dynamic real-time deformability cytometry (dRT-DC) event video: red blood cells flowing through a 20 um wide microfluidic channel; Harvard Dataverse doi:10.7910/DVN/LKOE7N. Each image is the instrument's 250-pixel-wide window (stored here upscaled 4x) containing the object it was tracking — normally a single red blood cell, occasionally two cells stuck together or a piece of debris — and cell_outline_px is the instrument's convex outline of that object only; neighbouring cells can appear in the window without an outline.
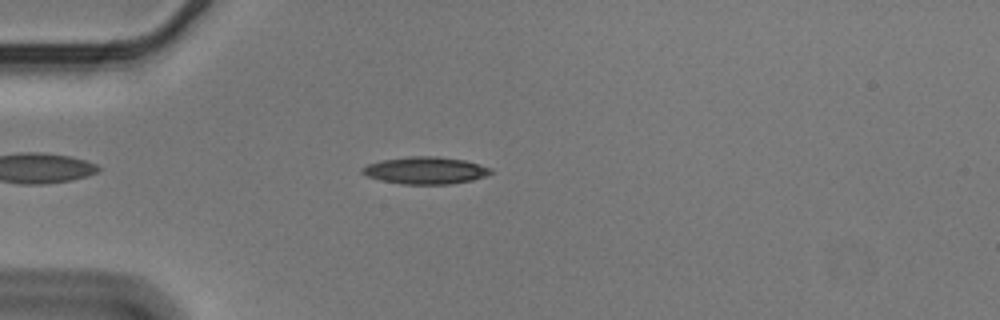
{"species": "Egyptian fruit bat (a non-hibernating species)", "species_latin": "Rousettus aegyptiacus", "temperature_condition": "cold", "stored_images_in_passage": 48, "camera_frame_rate_fps": 3000, "um_per_image_px": 0.085, "animal": {"sex": "male"}, "frame": {"image": 1, "passage_image": 7, "time_ms": 2.0, "image_size_px": [1000, 320], "cell_outline_px": [[492, 172], [484, 176], [472, 180], [452, 184], [400, 184], [380, 180], [368, 176], [360, 172], [360, 168], [368, 164], [380, 160], [408, 156], [440, 156], [464, 160], [492, 168]], "centroid_in_image_um": [36.13, 14.48], "position_along_channel_um": 48.9, "area_um2": 20.46}}
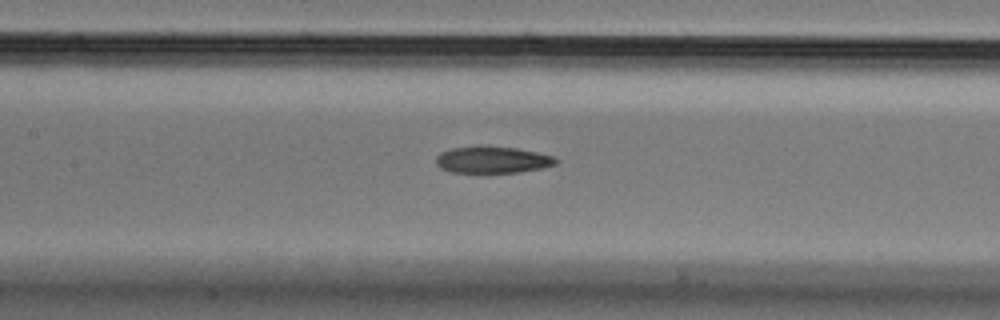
{"frame": {"image": 2, "passage_image": 18, "time_ms": 5.667, "image_size_px": [1000, 320], "cell_outline_px": [[560, 160], [556, 164], [544, 168], [520, 172], [452, 172], [440, 168], [436, 164], [436, 156], [440, 152], [452, 148], [480, 144], [516, 148], [536, 152], [552, 156]], "centroid_in_image_um": [41.85, 13.56], "position_along_channel_um": 165.6, "area_um2": 19.02}}
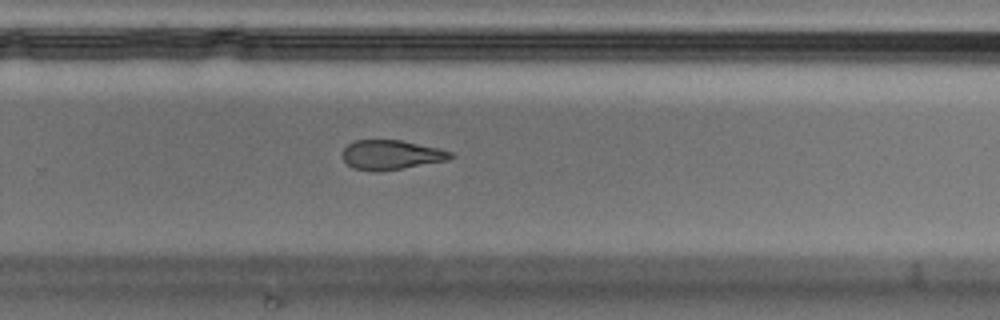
{"frame": {"image": 3, "passage_image": 29, "time_ms": 9.333, "image_size_px": [1000, 320], "cell_outline_px": [[456, 156], [448, 160], [400, 168], [372, 172], [352, 168], [344, 160], [344, 148], [348, 144], [356, 140], [400, 140], [436, 148], [452, 152]], "centroid_in_image_um": [33.24, 13.16], "position_along_channel_um": 296.6, "area_um2": 18.26}, "authors_computed_cell_mechanics": {"area_um2": 20.0566, "velocity_mm_per_s": 3.582, "shape_relaxation_time_tau1_ms": 8.52, "shape_relaxation_time_tau2_ms": 6.1768, "deformation_change_tau1": 0.2114, "deformation_change_tau2": 0.1717}}